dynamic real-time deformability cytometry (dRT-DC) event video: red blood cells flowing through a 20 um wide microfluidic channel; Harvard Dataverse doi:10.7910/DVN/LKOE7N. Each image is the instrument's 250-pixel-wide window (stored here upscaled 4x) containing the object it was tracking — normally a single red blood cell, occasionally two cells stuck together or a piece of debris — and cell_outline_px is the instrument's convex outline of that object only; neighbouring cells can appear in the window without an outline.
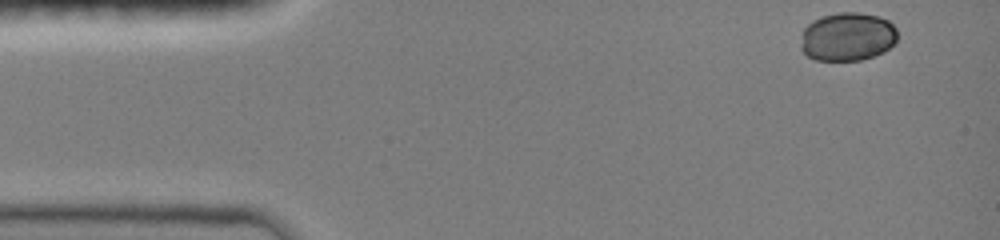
{"species": "common noctule bat (a hibernating species)", "species_latin": "Nyctalus noctula", "temperature_condition": "room temperature", "stored_images_in_passage": 40, "camera_frame_rate_fps": 3000, "um_per_image_px": 0.085, "animal": {"sex": "female", "body_mass_g": 19.0, "forearm_length_mm": 51.5}, "frame": {"image": 1, "passage_image": 1, "time_ms": 0.0, "image_size_px": [1000, 240], "cell_outline_px": [[896, 40], [884, 52], [860, 60], [816, 60], [808, 56], [800, 48], [804, 28], [812, 20], [824, 16], [840, 12], [860, 12], [880, 16], [888, 20], [896, 28]], "centroid_in_image_um": [72.04, 3.11], "position_along_channel_um": 13.0, "area_um2": 27.28}}
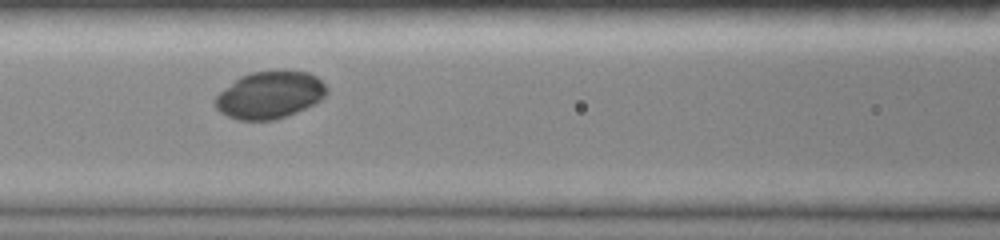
{"frame": {"image": 2, "passage_image": 18, "time_ms": 5.667, "image_size_px": [1000, 240], "cell_outline_px": [[328, 92], [316, 104], [288, 116], [276, 120], [236, 120], [220, 112], [216, 108], [212, 100], [220, 92], [240, 76], [252, 72], [280, 68], [284, 68], [308, 72], [316, 76], [328, 88]], "centroid_in_image_um": [22.95, 8.05], "position_along_channel_um": 143.7, "area_um2": 31.5}}
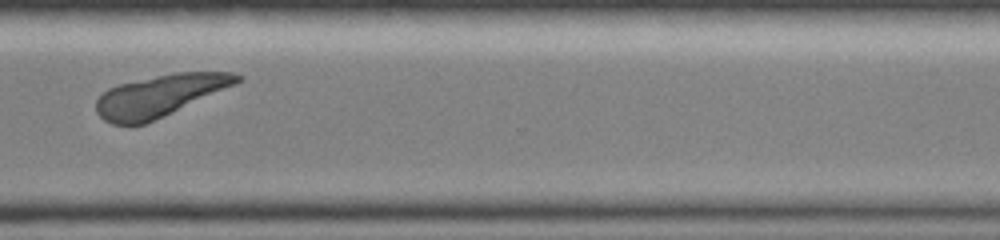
{"frame": {"image": 3, "passage_image": 34, "time_ms": 11.0, "image_size_px": [1000, 240], "cell_outline_px": [[244, 80], [236, 84], [144, 124], [112, 124], [104, 120], [96, 112], [96, 100], [108, 88], [120, 84], [156, 76], [176, 72], [232, 72], [244, 76]], "centroid_in_image_um": [13.6, 8.11], "position_along_channel_um": 357.0, "area_um2": 33.64}}